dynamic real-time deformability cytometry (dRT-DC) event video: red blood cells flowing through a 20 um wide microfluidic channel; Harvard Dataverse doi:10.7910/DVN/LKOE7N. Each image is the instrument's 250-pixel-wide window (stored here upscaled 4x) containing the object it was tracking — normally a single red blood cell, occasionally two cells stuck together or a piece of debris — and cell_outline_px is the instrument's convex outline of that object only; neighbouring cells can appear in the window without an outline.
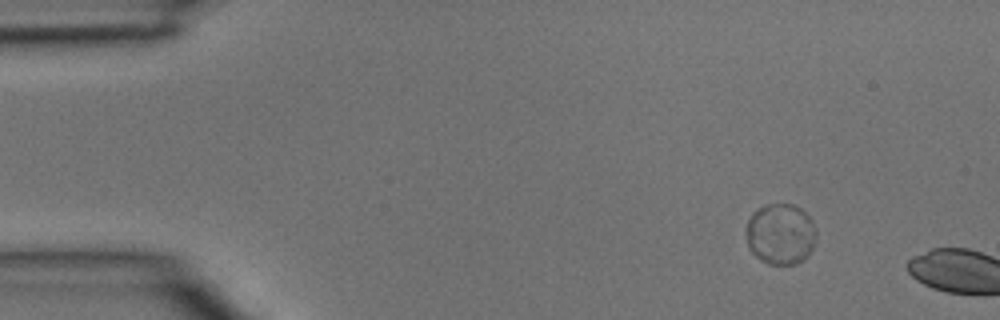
{"species": "common noctule bat (a hibernating species)", "species_latin": "Nyctalus noctula", "temperature_condition": "room temperature", "stored_images_in_passage": 4, "camera_frame_rate_fps": 3000, "um_per_image_px": 0.085, "animal": {"sex": "male", "body_mass_g": 15.6}, "frame": {"image": 1, "passage_image": 1, "time_ms": 0.0, "image_size_px": [1000, 320], "cell_outline_px": [[816, 236], [812, 248], [808, 256], [804, 260], [796, 264], [768, 264], [760, 260], [748, 248], [748, 220], [752, 212], [768, 204], [792, 204], [800, 208], [812, 220], [816, 232]], "centroid_in_image_um": [66.36, 19.91], "position_along_channel_um": 18.6, "area_um2": 24.8}}